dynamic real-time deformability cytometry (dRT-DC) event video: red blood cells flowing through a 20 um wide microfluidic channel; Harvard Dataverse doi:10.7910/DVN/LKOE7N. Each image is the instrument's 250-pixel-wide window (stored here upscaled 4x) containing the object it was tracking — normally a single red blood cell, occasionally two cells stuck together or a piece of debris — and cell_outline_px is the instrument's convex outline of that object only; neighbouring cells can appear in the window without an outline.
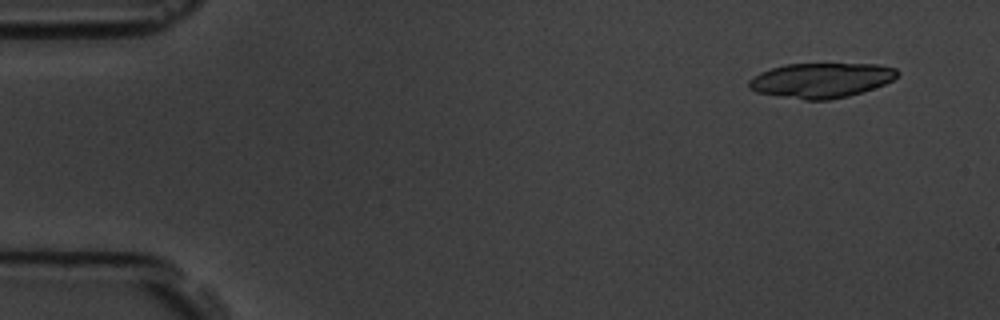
{"species": "common noctule bat (a hibernating species)", "species_latin": "Nyctalus noctula", "temperature_condition": "room temperature", "stored_images_in_passage": 6, "camera_frame_rate_fps": 3000, "um_per_image_px": 0.085, "animal": {"sex": "male", "body_mass_g": 19.5, "forearm_length_mm": 54.6}, "frame": {"image": 1, "passage_image": 2, "time_ms": 1.0, "image_size_px": [1000, 320], "cell_outline_px": [[900, 72], [892, 80], [884, 84], [848, 96], [828, 100], [804, 100], [756, 92], [748, 88], [748, 80], [752, 76], [760, 72], [784, 64], [880, 64], [896, 68]], "centroid_in_image_um": [69.77, 6.82], "position_along_channel_um": 15.2, "area_um2": 30.17}}
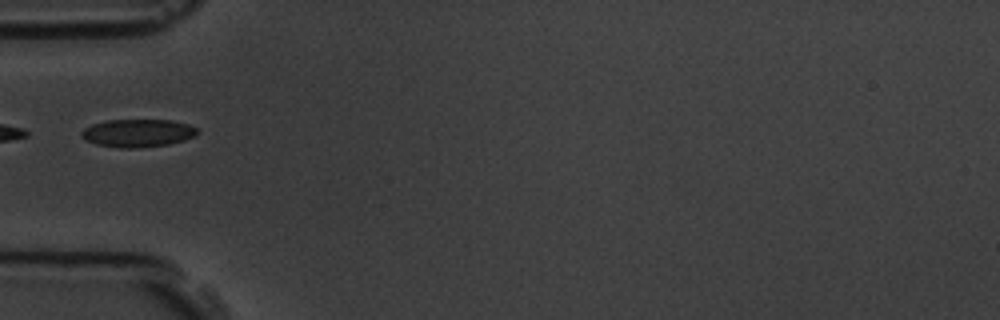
{"frame": {"image": 2, "passage_image": 6, "time_ms": 5.667, "image_size_px": [1000, 320], "cell_outline_px": [[200, 132], [196, 136], [184, 140], [168, 144], [132, 148], [120, 148], [96, 144], [84, 140], [80, 136], [80, 132], [84, 128], [92, 124], [108, 120], [172, 120], [188, 124], [196, 128]], "centroid_in_image_um": [11.7, 11.31], "position_along_channel_um": 73.3, "area_um2": 18.9}}